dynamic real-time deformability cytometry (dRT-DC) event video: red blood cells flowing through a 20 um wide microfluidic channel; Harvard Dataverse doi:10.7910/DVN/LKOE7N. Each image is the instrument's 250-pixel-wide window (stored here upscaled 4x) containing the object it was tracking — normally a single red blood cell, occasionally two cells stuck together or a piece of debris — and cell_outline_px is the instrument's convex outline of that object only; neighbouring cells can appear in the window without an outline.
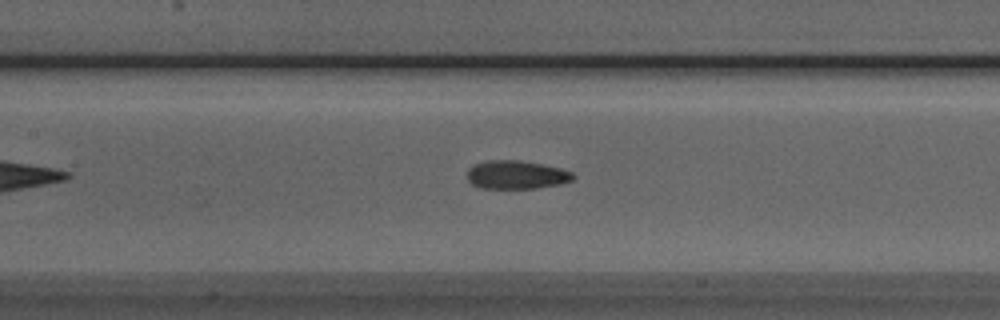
{"species": "Egyptian fruit bat (a non-hibernating species)", "species_latin": "Rousettus aegyptiacus", "temperature_condition": "room temperature", "stored_images_in_passage": 34, "camera_frame_rate_fps": 3000, "um_per_image_px": 0.085, "animal": {"sex": "male"}, "frame": {"image": 1, "passage_image": 15, "time_ms": 4.667, "image_size_px": [1000, 320], "cell_outline_px": [[576, 176], [572, 180], [560, 184], [536, 188], [480, 188], [472, 184], [468, 180], [468, 168], [472, 164], [484, 160], [520, 160], [560, 168], [572, 172]], "centroid_in_image_um": [43.86, 14.85], "position_along_channel_um": 163.5, "area_um2": 17.63}}
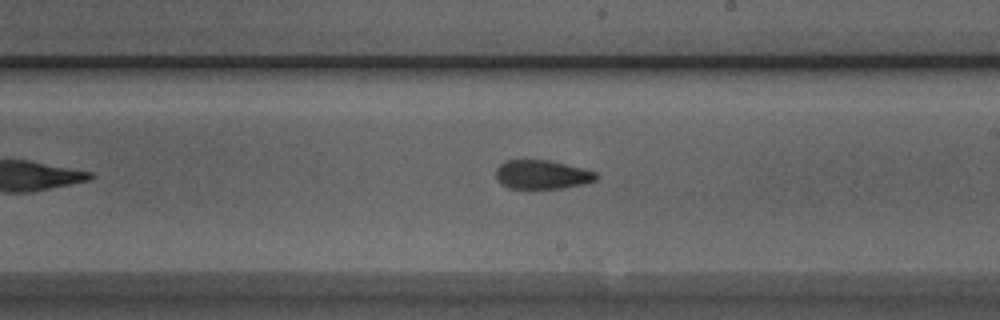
{"frame": {"image": 2, "passage_image": 21, "time_ms": 6.667, "image_size_px": [1000, 320], "cell_outline_px": [[600, 176], [596, 180], [584, 184], [560, 188], [508, 188], [500, 184], [496, 180], [496, 168], [504, 160], [548, 160], [596, 172]], "centroid_in_image_um": [46.04, 14.84], "position_along_channel_um": 243.0, "area_um2": 16.88}}
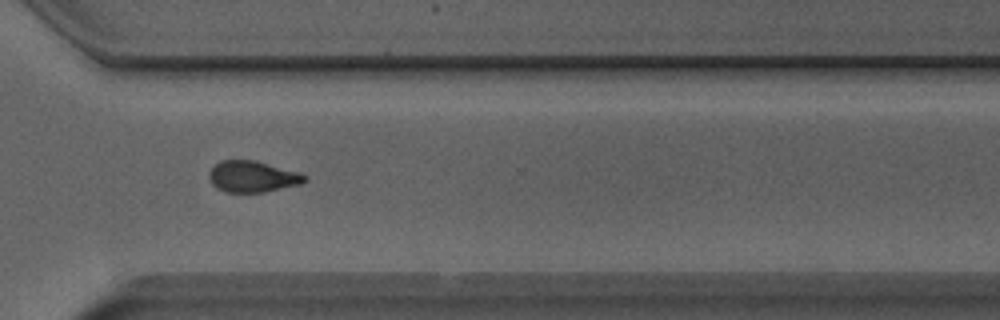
{"frame": {"image": 3, "passage_image": 29, "time_ms": 9.333, "image_size_px": [1000, 320], "cell_outline_px": [[308, 180], [300, 184], [264, 192], [224, 192], [216, 188], [212, 184], [208, 176], [208, 172], [220, 160], [256, 160], [300, 172], [308, 176]], "centroid_in_image_um": [21.47, 15.0], "position_along_channel_um": 349.1, "area_um2": 17.63}}